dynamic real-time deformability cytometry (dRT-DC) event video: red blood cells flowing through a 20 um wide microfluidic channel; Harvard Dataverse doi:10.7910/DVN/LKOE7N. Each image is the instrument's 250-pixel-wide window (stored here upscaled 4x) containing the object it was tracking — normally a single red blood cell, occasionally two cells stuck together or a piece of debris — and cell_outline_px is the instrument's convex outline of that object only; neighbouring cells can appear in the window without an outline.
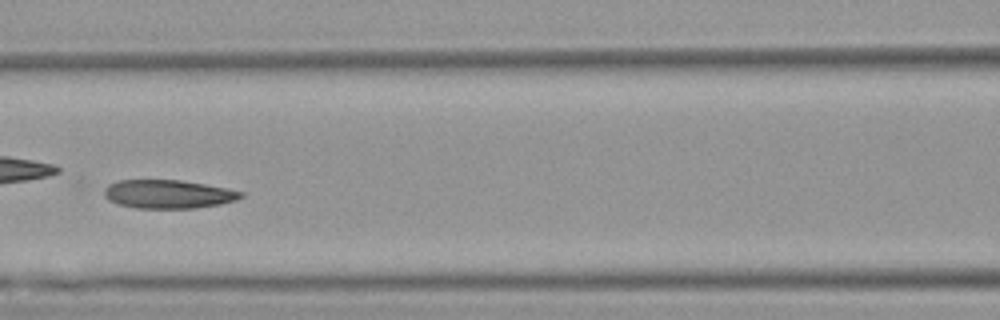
{"species": "Egyptian fruit bat (a non-hibernating species)", "species_latin": "Rousettus aegyptiacus", "temperature_condition": "warm", "stored_images_in_passage": 35, "camera_frame_rate_fps": 3000, "um_per_image_px": 0.085, "animal": {"sex": "female"}, "frame": {"image": 1, "passage_image": 15, "time_ms": 4.667, "image_size_px": [1000, 320], "cell_outline_px": [[244, 196], [236, 200], [220, 204], [196, 208], [136, 208], [116, 204], [108, 200], [104, 196], [104, 188], [108, 184], [120, 180], [180, 180], [204, 184], [244, 192]], "centroid_in_image_um": [14.26, 16.5], "position_along_channel_um": 152.3, "area_um2": 22.77}, "authors_computed_cell_mechanics": {"area_um2": 23.6402, "velocity_mm_per_s": 3.8003, "shape_relaxation_time_tau1_ms": 6.5123, "shape_relaxation_time_tau2_ms": 3.828, "deformation_change_tau1": 0.1477, "deformation_change_tau2": 0.1002}}